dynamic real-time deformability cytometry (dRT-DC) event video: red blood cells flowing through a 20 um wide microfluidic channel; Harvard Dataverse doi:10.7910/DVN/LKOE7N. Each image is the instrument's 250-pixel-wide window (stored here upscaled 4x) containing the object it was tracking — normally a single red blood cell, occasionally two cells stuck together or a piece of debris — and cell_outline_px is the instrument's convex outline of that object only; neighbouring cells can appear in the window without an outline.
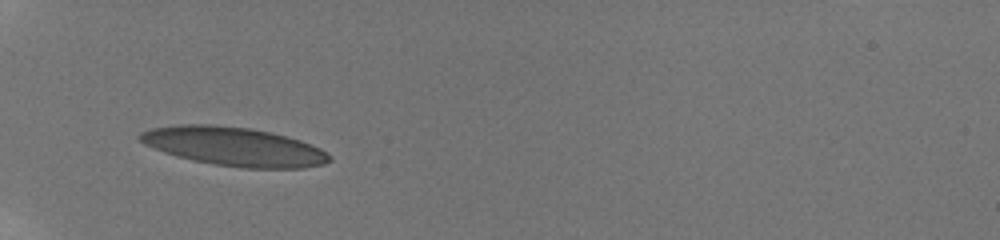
{"species": "human", "species_latin": "Homo sapiens", "temperature_condition": "room temperature", "stored_images_in_passage": 48, "camera_frame_rate_fps": 3000, "um_per_image_px": 0.085, "donor": {"sex": "male"}, "frame": {"image": 1, "passage_image": 1, "time_ms": 0.0, "image_size_px": [1000, 240], "cell_outline_px": [[332, 160], [324, 164], [304, 168], [244, 168], [216, 164], [192, 160], [176, 156], [164, 152], [144, 144], [136, 140], [136, 136], [140, 132], [152, 128], [176, 124], [212, 124], [252, 128], [300, 140], [320, 148], [332, 156]], "centroid_in_image_um": [19.85, 12.45], "position_along_channel_um": 65.2, "area_um2": 42.95}}
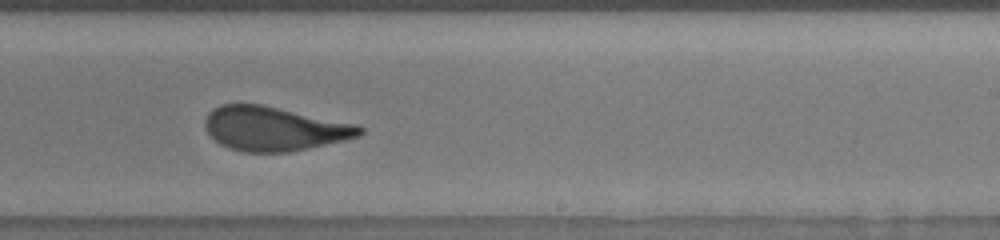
{"frame": {"image": 2, "passage_image": 24, "time_ms": 5.667, "image_size_px": [1000, 240], "cell_outline_px": [[364, 132], [360, 136], [344, 140], [308, 148], [288, 152], [244, 152], [228, 148], [220, 144], [208, 132], [204, 124], [204, 120], [208, 112], [212, 108], [220, 104], [264, 104], [356, 124], [364, 128]], "centroid_in_image_um": [23.29, 10.92], "position_along_channel_um": 265.7, "area_um2": 39.94}}
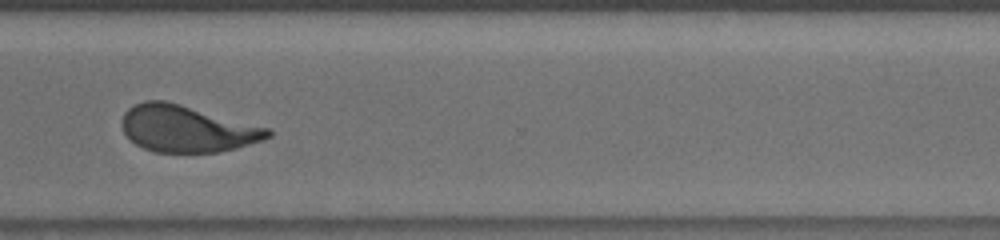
{"frame": {"image": 3, "passage_image": 33, "time_ms": 8.0, "image_size_px": [1000, 240], "cell_outline_px": [[272, 136], [264, 140], [236, 148], [216, 152], [156, 152], [144, 148], [136, 144], [124, 132], [120, 124], [120, 120], [124, 112], [128, 108], [144, 100], [164, 100], [180, 104], [268, 128], [272, 132]], "centroid_in_image_um": [15.86, 10.94], "position_along_channel_um": 354.7, "area_um2": 39.48}, "authors_computed_cell_mechanics": {"area_um2": 40.1421, "velocity_mm_per_s": 3.8028, "shape_relaxation_time_tau1_ms": 5.6801, "shape_relaxation_time_tau2_ms": 0.9434, "deformation_change_tau1": 0.2121, "deformation_change_tau2": 0.0823}}